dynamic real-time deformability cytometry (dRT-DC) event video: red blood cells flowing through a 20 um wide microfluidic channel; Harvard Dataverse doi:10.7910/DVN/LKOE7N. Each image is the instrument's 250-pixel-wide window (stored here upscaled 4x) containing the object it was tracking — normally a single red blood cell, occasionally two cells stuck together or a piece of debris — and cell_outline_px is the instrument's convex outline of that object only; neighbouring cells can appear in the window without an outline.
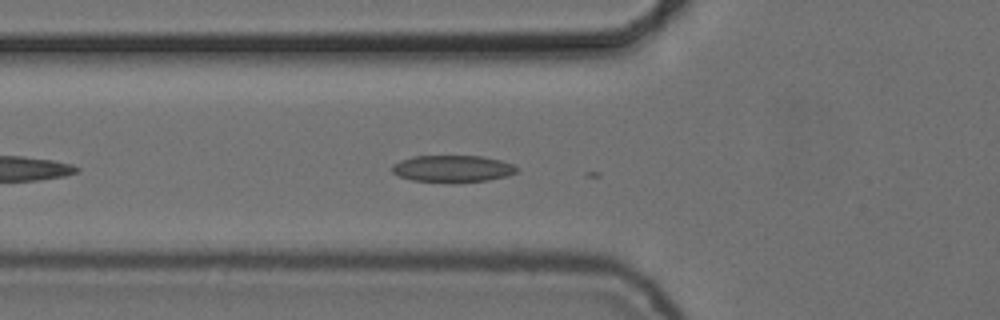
{"species": "common noctule bat (a hibernating species)", "species_latin": "Nyctalus noctula", "temperature_condition": "cold", "stored_images_in_passage": 8, "camera_frame_rate_fps": 3000, "um_per_image_px": 0.085, "animal": {"sex": "female", "body_mass_g": 24.6, "forearm_length_mm": 56.2}, "frame": {"image": 1, "passage_image": 6, "time_ms": 1.667, "image_size_px": [1000, 320], "cell_outline_px": [[520, 168], [516, 172], [508, 176], [488, 180], [456, 184], [412, 180], [400, 176], [392, 172], [392, 164], [400, 160], [412, 156], [484, 156], [500, 160], [512, 164]], "centroid_in_image_um": [38.48, 14.35], "position_along_channel_um": 87.3, "area_um2": 20.0}}